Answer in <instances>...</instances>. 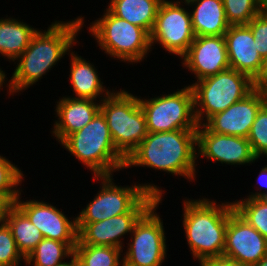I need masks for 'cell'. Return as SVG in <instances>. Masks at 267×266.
Returning a JSON list of instances; mask_svg holds the SVG:
<instances>
[{
    "label": "cell",
    "mask_w": 267,
    "mask_h": 266,
    "mask_svg": "<svg viewBox=\"0 0 267 266\" xmlns=\"http://www.w3.org/2000/svg\"><path fill=\"white\" fill-rule=\"evenodd\" d=\"M84 16L70 21H54L47 31L37 30L29 46L15 60L16 68L10 78L14 94L27 90L47 75L49 70L70 53L84 27ZM79 34V35H78Z\"/></svg>",
    "instance_id": "1"
},
{
    "label": "cell",
    "mask_w": 267,
    "mask_h": 266,
    "mask_svg": "<svg viewBox=\"0 0 267 266\" xmlns=\"http://www.w3.org/2000/svg\"><path fill=\"white\" fill-rule=\"evenodd\" d=\"M196 145L197 130L148 132L126 158L124 168L146 166L195 182L198 166Z\"/></svg>",
    "instance_id": "2"
},
{
    "label": "cell",
    "mask_w": 267,
    "mask_h": 266,
    "mask_svg": "<svg viewBox=\"0 0 267 266\" xmlns=\"http://www.w3.org/2000/svg\"><path fill=\"white\" fill-rule=\"evenodd\" d=\"M183 229L189 251L194 261L199 262L223 256L225 232L229 214L234 209L232 202L217 204L207 198L183 200Z\"/></svg>",
    "instance_id": "3"
},
{
    "label": "cell",
    "mask_w": 267,
    "mask_h": 266,
    "mask_svg": "<svg viewBox=\"0 0 267 266\" xmlns=\"http://www.w3.org/2000/svg\"><path fill=\"white\" fill-rule=\"evenodd\" d=\"M60 144L89 168L93 176H110L113 172L125 169L126 158L116 149L101 111L86 126L68 135Z\"/></svg>",
    "instance_id": "4"
},
{
    "label": "cell",
    "mask_w": 267,
    "mask_h": 266,
    "mask_svg": "<svg viewBox=\"0 0 267 266\" xmlns=\"http://www.w3.org/2000/svg\"><path fill=\"white\" fill-rule=\"evenodd\" d=\"M87 27L99 49L115 60L140 63L151 53L150 34L143 28L113 15L107 8Z\"/></svg>",
    "instance_id": "5"
},
{
    "label": "cell",
    "mask_w": 267,
    "mask_h": 266,
    "mask_svg": "<svg viewBox=\"0 0 267 266\" xmlns=\"http://www.w3.org/2000/svg\"><path fill=\"white\" fill-rule=\"evenodd\" d=\"M101 101L100 111L105 116L116 149L127 158L148 135L146 117L139 96L119 89Z\"/></svg>",
    "instance_id": "6"
},
{
    "label": "cell",
    "mask_w": 267,
    "mask_h": 266,
    "mask_svg": "<svg viewBox=\"0 0 267 266\" xmlns=\"http://www.w3.org/2000/svg\"><path fill=\"white\" fill-rule=\"evenodd\" d=\"M93 181L100 183V191L89 201L86 207L77 214V231L79 232L87 223H95L113 216L128 213L147 193L155 195L158 199L165 195L162 187L151 182L131 186L115 185L113 175L94 176Z\"/></svg>",
    "instance_id": "7"
},
{
    "label": "cell",
    "mask_w": 267,
    "mask_h": 266,
    "mask_svg": "<svg viewBox=\"0 0 267 266\" xmlns=\"http://www.w3.org/2000/svg\"><path fill=\"white\" fill-rule=\"evenodd\" d=\"M190 86L198 125L204 124L214 114L225 111L255 89L249 76L232 68L190 83Z\"/></svg>",
    "instance_id": "8"
},
{
    "label": "cell",
    "mask_w": 267,
    "mask_h": 266,
    "mask_svg": "<svg viewBox=\"0 0 267 266\" xmlns=\"http://www.w3.org/2000/svg\"><path fill=\"white\" fill-rule=\"evenodd\" d=\"M139 103L146 117L148 132L198 129L190 85L150 99L140 96Z\"/></svg>",
    "instance_id": "9"
},
{
    "label": "cell",
    "mask_w": 267,
    "mask_h": 266,
    "mask_svg": "<svg viewBox=\"0 0 267 266\" xmlns=\"http://www.w3.org/2000/svg\"><path fill=\"white\" fill-rule=\"evenodd\" d=\"M162 200L159 198L134 225L123 253V262L128 266H161L167 258L166 232L156 212Z\"/></svg>",
    "instance_id": "10"
},
{
    "label": "cell",
    "mask_w": 267,
    "mask_h": 266,
    "mask_svg": "<svg viewBox=\"0 0 267 266\" xmlns=\"http://www.w3.org/2000/svg\"><path fill=\"white\" fill-rule=\"evenodd\" d=\"M183 4V5H182ZM185 0H163L150 34L151 47L160 44L163 50L180 57L187 53L195 39L189 7ZM188 8V9H187ZM189 10V11H188Z\"/></svg>",
    "instance_id": "11"
},
{
    "label": "cell",
    "mask_w": 267,
    "mask_h": 266,
    "mask_svg": "<svg viewBox=\"0 0 267 266\" xmlns=\"http://www.w3.org/2000/svg\"><path fill=\"white\" fill-rule=\"evenodd\" d=\"M159 199L147 193L128 213L95 223H87L78 232L77 244L124 249L123 237L131 234L140 217Z\"/></svg>",
    "instance_id": "12"
},
{
    "label": "cell",
    "mask_w": 267,
    "mask_h": 266,
    "mask_svg": "<svg viewBox=\"0 0 267 266\" xmlns=\"http://www.w3.org/2000/svg\"><path fill=\"white\" fill-rule=\"evenodd\" d=\"M197 159L213 163L251 165L258 162L247 138L211 132L204 124L197 129Z\"/></svg>",
    "instance_id": "13"
},
{
    "label": "cell",
    "mask_w": 267,
    "mask_h": 266,
    "mask_svg": "<svg viewBox=\"0 0 267 266\" xmlns=\"http://www.w3.org/2000/svg\"><path fill=\"white\" fill-rule=\"evenodd\" d=\"M21 192L15 200V205L29 218V220L41 231L46 239L61 242H77L76 215L68 217L61 209L43 200H21ZM70 218V219H68Z\"/></svg>",
    "instance_id": "14"
},
{
    "label": "cell",
    "mask_w": 267,
    "mask_h": 266,
    "mask_svg": "<svg viewBox=\"0 0 267 266\" xmlns=\"http://www.w3.org/2000/svg\"><path fill=\"white\" fill-rule=\"evenodd\" d=\"M267 254V239L233 209L225 232L223 256L252 266Z\"/></svg>",
    "instance_id": "15"
},
{
    "label": "cell",
    "mask_w": 267,
    "mask_h": 266,
    "mask_svg": "<svg viewBox=\"0 0 267 266\" xmlns=\"http://www.w3.org/2000/svg\"><path fill=\"white\" fill-rule=\"evenodd\" d=\"M180 60L182 67L193 73L197 81L230 68L224 36H195Z\"/></svg>",
    "instance_id": "16"
},
{
    "label": "cell",
    "mask_w": 267,
    "mask_h": 266,
    "mask_svg": "<svg viewBox=\"0 0 267 266\" xmlns=\"http://www.w3.org/2000/svg\"><path fill=\"white\" fill-rule=\"evenodd\" d=\"M267 101V91L254 89L225 111L211 116L204 125L214 133L247 138L257 112Z\"/></svg>",
    "instance_id": "17"
},
{
    "label": "cell",
    "mask_w": 267,
    "mask_h": 266,
    "mask_svg": "<svg viewBox=\"0 0 267 266\" xmlns=\"http://www.w3.org/2000/svg\"><path fill=\"white\" fill-rule=\"evenodd\" d=\"M99 102V103H98ZM56 104L55 119L51 128L53 138L61 143L68 135L82 129L100 111L101 101L72 98V95L59 98Z\"/></svg>",
    "instance_id": "18"
},
{
    "label": "cell",
    "mask_w": 267,
    "mask_h": 266,
    "mask_svg": "<svg viewBox=\"0 0 267 266\" xmlns=\"http://www.w3.org/2000/svg\"><path fill=\"white\" fill-rule=\"evenodd\" d=\"M224 37L230 68L253 80L261 68L263 58L256 49L251 29L247 25H230Z\"/></svg>",
    "instance_id": "19"
},
{
    "label": "cell",
    "mask_w": 267,
    "mask_h": 266,
    "mask_svg": "<svg viewBox=\"0 0 267 266\" xmlns=\"http://www.w3.org/2000/svg\"><path fill=\"white\" fill-rule=\"evenodd\" d=\"M67 55L70 56L69 84H71V89L74 92L72 98L92 99L95 101H98V98L102 101L112 92L110 91L111 89L105 88L106 86L101 81L103 79L99 77L100 74L93 63L91 64L90 61L82 58L73 50Z\"/></svg>",
    "instance_id": "20"
},
{
    "label": "cell",
    "mask_w": 267,
    "mask_h": 266,
    "mask_svg": "<svg viewBox=\"0 0 267 266\" xmlns=\"http://www.w3.org/2000/svg\"><path fill=\"white\" fill-rule=\"evenodd\" d=\"M186 6L192 7L190 14L195 36H224L230 27L223 0H185Z\"/></svg>",
    "instance_id": "21"
},
{
    "label": "cell",
    "mask_w": 267,
    "mask_h": 266,
    "mask_svg": "<svg viewBox=\"0 0 267 266\" xmlns=\"http://www.w3.org/2000/svg\"><path fill=\"white\" fill-rule=\"evenodd\" d=\"M163 0H110L107 9L116 17L145 29L151 34Z\"/></svg>",
    "instance_id": "22"
},
{
    "label": "cell",
    "mask_w": 267,
    "mask_h": 266,
    "mask_svg": "<svg viewBox=\"0 0 267 266\" xmlns=\"http://www.w3.org/2000/svg\"><path fill=\"white\" fill-rule=\"evenodd\" d=\"M20 20L8 15L0 19V54L9 62H15L38 30Z\"/></svg>",
    "instance_id": "23"
},
{
    "label": "cell",
    "mask_w": 267,
    "mask_h": 266,
    "mask_svg": "<svg viewBox=\"0 0 267 266\" xmlns=\"http://www.w3.org/2000/svg\"><path fill=\"white\" fill-rule=\"evenodd\" d=\"M4 222L11 229L17 249L24 258L44 239L41 231L15 204L7 207Z\"/></svg>",
    "instance_id": "24"
},
{
    "label": "cell",
    "mask_w": 267,
    "mask_h": 266,
    "mask_svg": "<svg viewBox=\"0 0 267 266\" xmlns=\"http://www.w3.org/2000/svg\"><path fill=\"white\" fill-rule=\"evenodd\" d=\"M76 245L77 242L44 238L25 258V265L30 266L33 263L32 266H57L70 258Z\"/></svg>",
    "instance_id": "25"
},
{
    "label": "cell",
    "mask_w": 267,
    "mask_h": 266,
    "mask_svg": "<svg viewBox=\"0 0 267 266\" xmlns=\"http://www.w3.org/2000/svg\"><path fill=\"white\" fill-rule=\"evenodd\" d=\"M123 250L110 246L77 244L74 254L83 266H121Z\"/></svg>",
    "instance_id": "26"
},
{
    "label": "cell",
    "mask_w": 267,
    "mask_h": 266,
    "mask_svg": "<svg viewBox=\"0 0 267 266\" xmlns=\"http://www.w3.org/2000/svg\"><path fill=\"white\" fill-rule=\"evenodd\" d=\"M232 203L235 212L267 239V199L243 197Z\"/></svg>",
    "instance_id": "27"
},
{
    "label": "cell",
    "mask_w": 267,
    "mask_h": 266,
    "mask_svg": "<svg viewBox=\"0 0 267 266\" xmlns=\"http://www.w3.org/2000/svg\"><path fill=\"white\" fill-rule=\"evenodd\" d=\"M21 168L13 164L6 156L0 154V197L9 204H14L19 197L20 186L25 176ZM19 186V188H18Z\"/></svg>",
    "instance_id": "28"
},
{
    "label": "cell",
    "mask_w": 267,
    "mask_h": 266,
    "mask_svg": "<svg viewBox=\"0 0 267 266\" xmlns=\"http://www.w3.org/2000/svg\"><path fill=\"white\" fill-rule=\"evenodd\" d=\"M230 25H247L267 4L263 0H223Z\"/></svg>",
    "instance_id": "29"
},
{
    "label": "cell",
    "mask_w": 267,
    "mask_h": 266,
    "mask_svg": "<svg viewBox=\"0 0 267 266\" xmlns=\"http://www.w3.org/2000/svg\"><path fill=\"white\" fill-rule=\"evenodd\" d=\"M247 139L257 159H261L260 156L267 158V101L257 112Z\"/></svg>",
    "instance_id": "30"
},
{
    "label": "cell",
    "mask_w": 267,
    "mask_h": 266,
    "mask_svg": "<svg viewBox=\"0 0 267 266\" xmlns=\"http://www.w3.org/2000/svg\"><path fill=\"white\" fill-rule=\"evenodd\" d=\"M25 258L18 251L11 229L3 222L0 224V266H19Z\"/></svg>",
    "instance_id": "31"
},
{
    "label": "cell",
    "mask_w": 267,
    "mask_h": 266,
    "mask_svg": "<svg viewBox=\"0 0 267 266\" xmlns=\"http://www.w3.org/2000/svg\"><path fill=\"white\" fill-rule=\"evenodd\" d=\"M247 26L252 31L258 53L264 58L267 56V6Z\"/></svg>",
    "instance_id": "32"
},
{
    "label": "cell",
    "mask_w": 267,
    "mask_h": 266,
    "mask_svg": "<svg viewBox=\"0 0 267 266\" xmlns=\"http://www.w3.org/2000/svg\"><path fill=\"white\" fill-rule=\"evenodd\" d=\"M256 182L260 186L259 187L256 186L257 189L255 190L257 191L255 193L250 192L249 195H247V198H266L267 197V165H265V167H262L261 171L259 172V175L257 176Z\"/></svg>",
    "instance_id": "33"
},
{
    "label": "cell",
    "mask_w": 267,
    "mask_h": 266,
    "mask_svg": "<svg viewBox=\"0 0 267 266\" xmlns=\"http://www.w3.org/2000/svg\"><path fill=\"white\" fill-rule=\"evenodd\" d=\"M199 264L200 266H248L225 256L205 259Z\"/></svg>",
    "instance_id": "34"
},
{
    "label": "cell",
    "mask_w": 267,
    "mask_h": 266,
    "mask_svg": "<svg viewBox=\"0 0 267 266\" xmlns=\"http://www.w3.org/2000/svg\"><path fill=\"white\" fill-rule=\"evenodd\" d=\"M253 85L255 89L267 91V56L262 59L261 68L253 79Z\"/></svg>",
    "instance_id": "35"
},
{
    "label": "cell",
    "mask_w": 267,
    "mask_h": 266,
    "mask_svg": "<svg viewBox=\"0 0 267 266\" xmlns=\"http://www.w3.org/2000/svg\"><path fill=\"white\" fill-rule=\"evenodd\" d=\"M5 79H7V74H6V72L4 70H2L0 68V90L4 89L3 88L4 85H5V87H8L7 88V90L9 91L8 92L9 93L8 97H10L11 95H14V93H13V90H12V87H11L10 79H9V81H8V79L7 80H5ZM7 81H8V83H7Z\"/></svg>",
    "instance_id": "36"
},
{
    "label": "cell",
    "mask_w": 267,
    "mask_h": 266,
    "mask_svg": "<svg viewBox=\"0 0 267 266\" xmlns=\"http://www.w3.org/2000/svg\"><path fill=\"white\" fill-rule=\"evenodd\" d=\"M9 205L5 199L0 197V224L4 222V214Z\"/></svg>",
    "instance_id": "37"
},
{
    "label": "cell",
    "mask_w": 267,
    "mask_h": 266,
    "mask_svg": "<svg viewBox=\"0 0 267 266\" xmlns=\"http://www.w3.org/2000/svg\"><path fill=\"white\" fill-rule=\"evenodd\" d=\"M70 259L71 260H69V261L67 259L66 262L64 261L57 266H79V260L74 253L70 256Z\"/></svg>",
    "instance_id": "38"
},
{
    "label": "cell",
    "mask_w": 267,
    "mask_h": 266,
    "mask_svg": "<svg viewBox=\"0 0 267 266\" xmlns=\"http://www.w3.org/2000/svg\"><path fill=\"white\" fill-rule=\"evenodd\" d=\"M252 266H267V254L260 261Z\"/></svg>",
    "instance_id": "39"
},
{
    "label": "cell",
    "mask_w": 267,
    "mask_h": 266,
    "mask_svg": "<svg viewBox=\"0 0 267 266\" xmlns=\"http://www.w3.org/2000/svg\"><path fill=\"white\" fill-rule=\"evenodd\" d=\"M121 266H128L127 264H125L124 262L121 264Z\"/></svg>",
    "instance_id": "40"
}]
</instances>
